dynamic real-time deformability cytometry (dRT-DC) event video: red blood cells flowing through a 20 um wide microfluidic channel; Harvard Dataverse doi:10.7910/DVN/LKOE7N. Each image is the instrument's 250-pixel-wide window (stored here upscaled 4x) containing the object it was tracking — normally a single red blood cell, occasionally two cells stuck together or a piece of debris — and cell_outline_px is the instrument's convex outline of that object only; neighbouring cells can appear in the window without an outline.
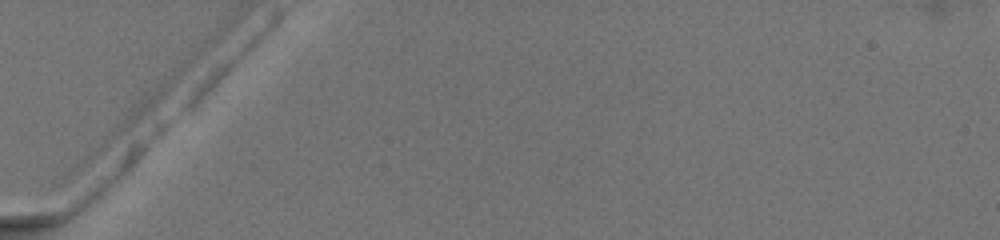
{"species": "common noctule bat (a hibernating species)", "species_latin": "Nyctalus noctula", "temperature_condition": "warm", "stored_images_in_passage": 2, "camera_frame_rate_fps": 3000, "um_per_image_px": 0.085, "animal": {"sex": "female", "body_mass_g": 19.5, "forearm_length_mm": 54.1}, "frame": {"image": 1, "passage_image": 1, "time_ms": 0.0, "image_size_px": [1000, 240], "cell_outline_px": [[184, 68], [180, 76], [168, 92], [148, 112], [76, 176], [68, 180], [64, 176], [64, 172], [72, 164], [164, 80], [180, 68]], "centroid_in_image_um": [10.43, 10.69], "position_along_channel_um": 74.6, "area_um2": 13.12}}